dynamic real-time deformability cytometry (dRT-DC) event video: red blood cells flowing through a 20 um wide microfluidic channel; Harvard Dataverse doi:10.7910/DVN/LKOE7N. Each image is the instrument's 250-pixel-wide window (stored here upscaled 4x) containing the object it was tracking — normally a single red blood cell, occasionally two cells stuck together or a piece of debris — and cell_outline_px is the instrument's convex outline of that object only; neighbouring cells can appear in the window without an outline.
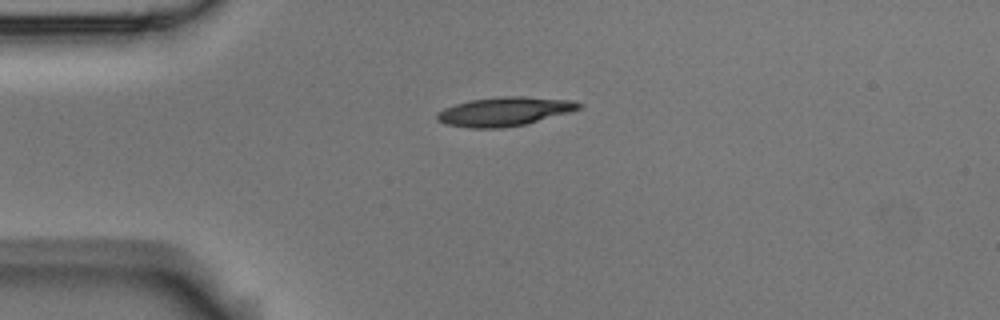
{"species": "Egyptian fruit bat (a non-hibernating species)", "species_latin": "Rousettus aegyptiacus", "temperature_condition": "room temperature", "stored_images_in_passage": 4, "camera_frame_rate_fps": 3000, "um_per_image_px": 0.085, "animal": {"sex": "male"}, "frame": {"image": 1, "passage_image": 4, "time_ms": 1.0, "image_size_px": [1000, 320], "cell_outline_px": [[584, 104], [580, 108], [568, 112], [524, 124], [504, 128], [472, 128], [444, 124], [436, 120], [436, 112], [444, 108], [456, 104], [472, 100], [500, 96], [524, 96], [572, 100]], "centroid_in_image_um": [42.84, 9.47], "position_along_channel_um": 42.2, "area_um2": 23.81}}